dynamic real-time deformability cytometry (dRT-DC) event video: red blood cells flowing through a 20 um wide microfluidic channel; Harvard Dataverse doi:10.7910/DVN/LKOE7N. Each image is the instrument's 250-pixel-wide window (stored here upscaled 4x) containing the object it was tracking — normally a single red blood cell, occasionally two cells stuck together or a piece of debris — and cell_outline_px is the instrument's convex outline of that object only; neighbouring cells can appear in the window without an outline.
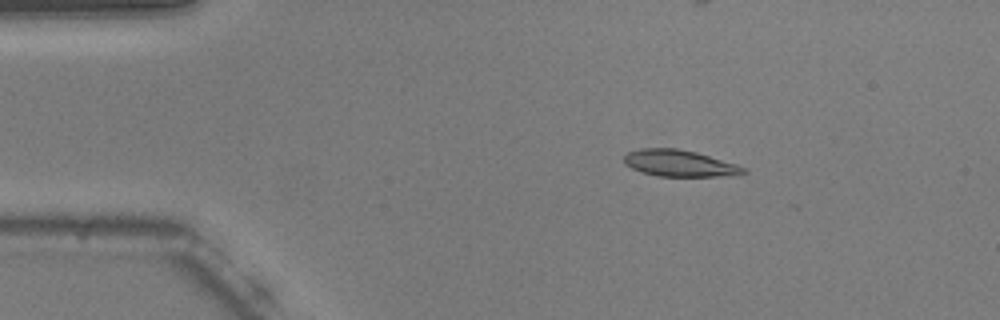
{"species": "common noctule bat (a hibernating species)", "species_latin": "Nyctalus noctula", "temperature_condition": "warm", "stored_images_in_passage": 19, "camera_frame_rate_fps": 3000, "um_per_image_px": 0.085, "animal": {"sex": "male", "body_mass_g": 20.5, "forearm_length_mm": 52.5}, "frame": {"image": 1, "passage_image": 9, "time_ms": 2.667, "image_size_px": [1000, 320], "cell_outline_px": [[748, 172], [716, 176], [656, 176], [632, 168], [624, 164], [624, 156], [628, 152], [640, 148], [676, 148], [696, 152], [736, 164], [748, 168]], "centroid_in_image_um": [57.73, 13.87], "position_along_channel_um": 27.3, "area_um2": 18.26}}
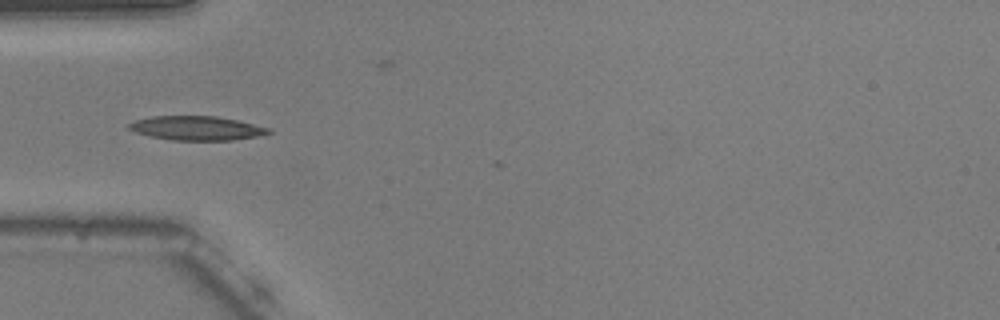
{"frame": {"image": 2, "passage_image": 17, "time_ms": 5.333, "image_size_px": [1000, 320], "cell_outline_px": [[272, 132], [256, 136], [232, 140], [172, 140], [152, 136], [136, 132], [128, 128], [128, 124], [136, 120], [152, 116], [216, 116], [236, 120], [272, 128]], "centroid_in_image_um": [16.73, 10.89], "position_along_channel_um": 68.3, "area_um2": 19.42}}